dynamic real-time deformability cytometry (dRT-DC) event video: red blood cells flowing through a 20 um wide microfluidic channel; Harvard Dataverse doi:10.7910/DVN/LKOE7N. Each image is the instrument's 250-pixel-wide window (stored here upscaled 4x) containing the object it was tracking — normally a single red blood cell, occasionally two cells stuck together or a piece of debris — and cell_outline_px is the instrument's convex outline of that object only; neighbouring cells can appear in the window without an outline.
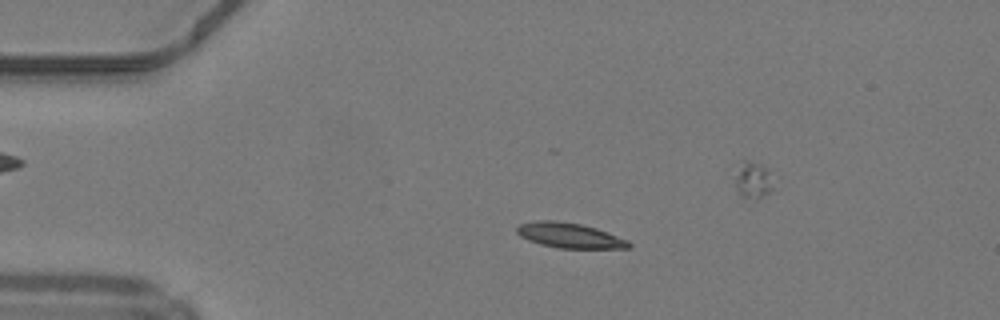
{"species": "common noctule bat (a hibernating species)", "species_latin": "Nyctalus noctula", "temperature_condition": "warm", "stored_images_in_passage": 46, "camera_frame_rate_fps": 3000, "um_per_image_px": 0.085, "animal": {"sex": "male", "body_mass_g": 19.2, "forearm_length_mm": 51.8}, "frame": {"image": 1, "passage_image": 11, "time_ms": 3.333, "image_size_px": [1000, 320], "cell_outline_px": [[632, 244], [628, 248], [556, 248], [540, 244], [528, 240], [520, 236], [516, 232], [516, 228], [520, 224], [536, 220], [556, 220], [580, 224], [596, 228], [628, 240]], "centroid_in_image_um": [48.38, 20.01], "position_along_channel_um": 36.6, "area_um2": 16.36}}
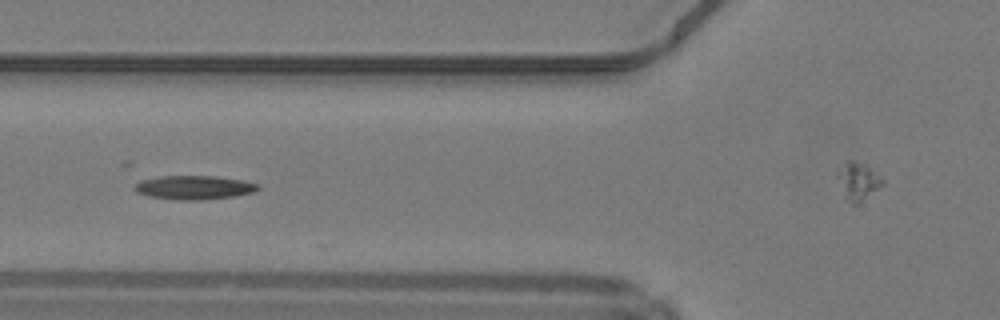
{"frame": {"image": 2, "passage_image": 19, "time_ms": 6.0, "image_size_px": [1000, 320], "cell_outline_px": [[260, 188], [252, 192], [232, 196], [200, 200], [172, 200], [148, 196], [136, 192], [132, 188], [140, 180], [160, 176], [216, 176], [240, 180], [260, 184]], "centroid_in_image_um": [16.44, 15.94], "position_along_channel_um": 109.4, "area_um2": 17.17}}
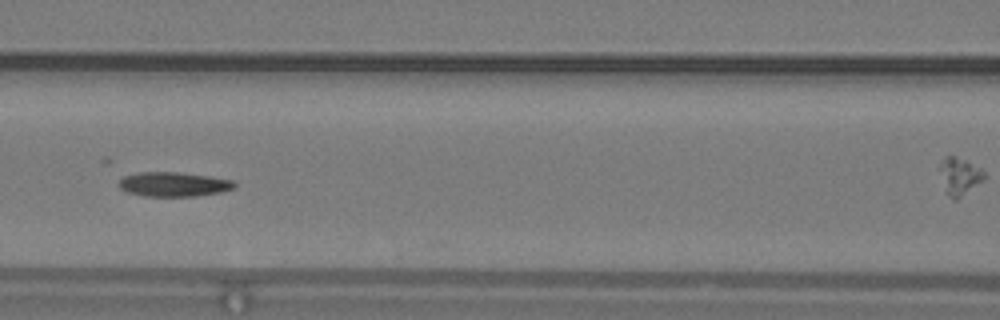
{"frame": {"image": 3, "passage_image": 22, "time_ms": 7.0, "image_size_px": [1000, 320], "cell_outline_px": [[236, 184], [232, 188], [220, 192], [196, 196], [144, 196], [128, 192], [120, 188], [120, 180], [124, 176], [140, 172], [180, 172], [208, 176], [232, 180]], "centroid_in_image_um": [14.75, 15.66], "position_along_channel_um": 151.9, "area_um2": 16.24}, "authors_computed_cell_mechanics": {"area_um2": 16.0973, "velocity_mm_per_s": 4.2164, "shape_relaxation_time_tau1_ms": null, "shape_relaxation_time_tau2_ms": 10.8153, "deformation_change_tau1": null, "deformation_change_tau2": 0.1976}}